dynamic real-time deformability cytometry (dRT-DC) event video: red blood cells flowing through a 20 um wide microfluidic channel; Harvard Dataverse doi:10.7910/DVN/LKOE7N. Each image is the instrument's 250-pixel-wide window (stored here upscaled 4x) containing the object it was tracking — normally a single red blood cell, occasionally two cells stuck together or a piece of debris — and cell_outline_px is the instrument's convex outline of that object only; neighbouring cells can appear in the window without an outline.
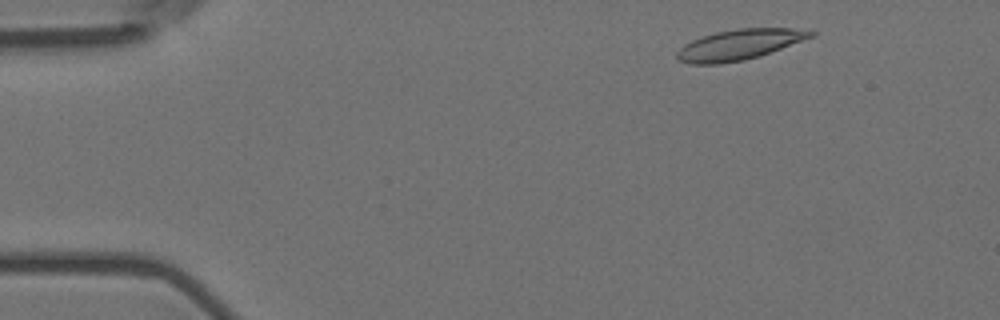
{"species": "Egyptian fruit bat (a non-hibernating species)", "species_latin": "Rousettus aegyptiacus", "temperature_condition": "room temperature", "stored_images_in_passage": 8, "camera_frame_rate_fps": 3000, "um_per_image_px": 0.085, "animal": {"sex": "female"}, "frame": {"image": 1, "passage_image": 1, "time_ms": 0.0, "image_size_px": [1000, 320], "cell_outline_px": [[816, 36], [744, 60], [720, 64], [688, 64], [676, 60], [676, 52], [684, 44], [692, 40], [716, 32], [736, 28], [792, 28], [816, 32]], "centroid_in_image_um": [62.79, 3.8], "position_along_channel_um": 22.2, "area_um2": 23.58}}
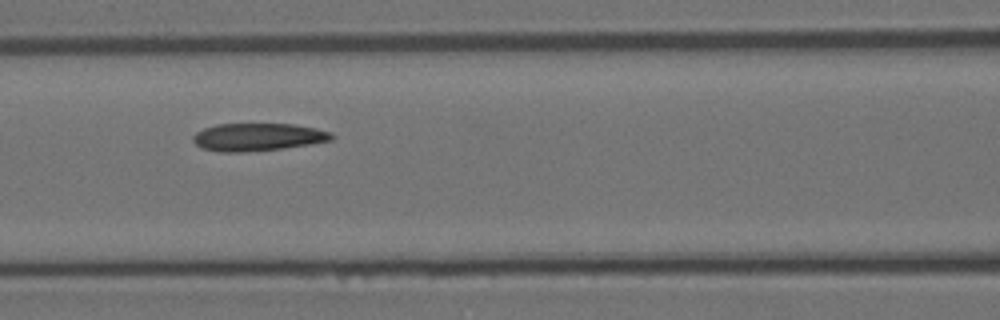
{"frame": {"image": 2, "passage_image": 6, "time_ms": 1.667, "image_size_px": [1000, 320], "cell_outline_px": [[336, 136], [332, 140], [312, 144], [284, 148], [244, 152], [220, 152], [200, 148], [192, 140], [192, 136], [196, 132], [204, 128], [216, 124], [292, 124], [316, 128], [332, 132]], "centroid_in_image_um": [21.92, 11.65], "position_along_channel_um": 144.7, "area_um2": 22.6}}
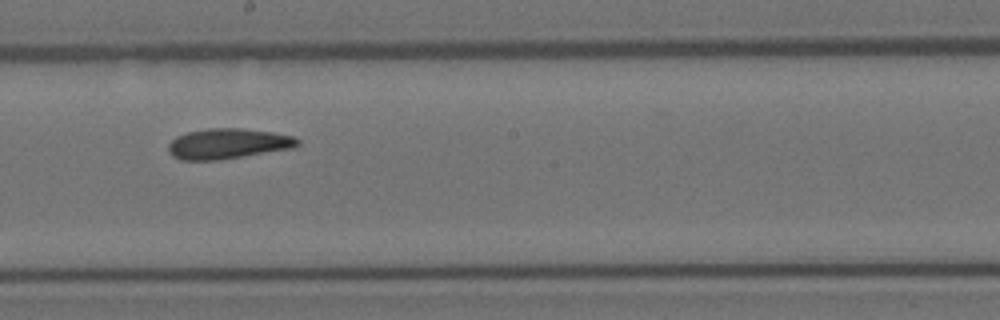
{"frame": {"image": 3, "passage_image": 8, "time_ms": 2.333, "image_size_px": [1000, 320], "cell_outline_px": [[300, 144], [296, 148], [220, 160], [180, 160], [172, 156], [168, 152], [168, 144], [176, 136], [188, 132], [208, 128], [240, 128], [272, 132], [292, 136], [300, 140]], "centroid_in_image_um": [19.38, 12.22], "position_along_channel_um": 228.8, "area_um2": 23.12}}